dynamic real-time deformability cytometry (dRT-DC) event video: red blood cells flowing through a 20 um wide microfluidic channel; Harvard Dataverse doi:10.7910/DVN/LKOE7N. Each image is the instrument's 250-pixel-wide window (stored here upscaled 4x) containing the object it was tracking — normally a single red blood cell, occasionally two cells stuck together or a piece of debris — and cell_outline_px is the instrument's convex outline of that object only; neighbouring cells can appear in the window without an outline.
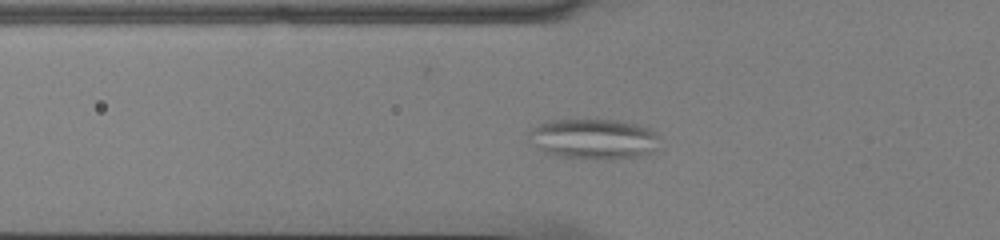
{"species": "common noctule bat (a hibernating species)", "species_latin": "Nyctalus noctula", "temperature_condition": "cold", "stored_images_in_passage": 46, "camera_frame_rate_fps": 3000, "um_per_image_px": 0.085, "animal": {"sex": "male", "body_mass_g": 13.0, "forearm_length_mm": 53.1}, "frame": {"image": 1, "passage_image": 11, "time_ms": 3.333, "image_size_px": [1000, 240], "cell_outline_px": [[656, 148], [652, 152], [640, 156], [560, 156], [544, 152], [528, 136], [528, 132], [536, 124], [544, 120], [616, 120], [636, 124], [648, 128], [656, 132]], "centroid_in_image_um": [50.41, 11.74], "position_along_channel_um": 75.4, "area_um2": 29.36}}
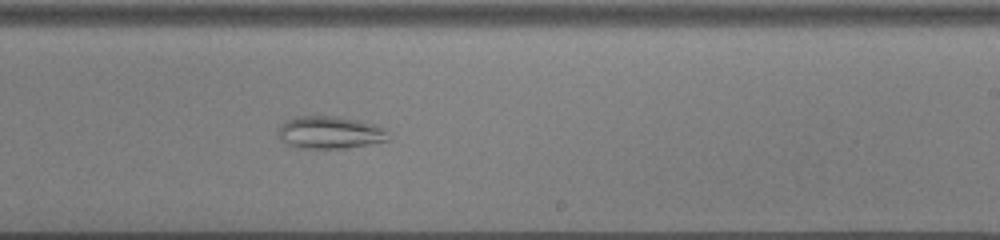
{"frame": {"image": 2, "passage_image": 26, "time_ms": 8.333, "image_size_px": [1000, 240], "cell_outline_px": [[388, 140], [368, 144], [344, 148], [300, 148], [288, 144], [276, 132], [280, 124], [284, 120], [292, 116], [336, 116], [360, 120], [380, 124], [384, 128]], "centroid_in_image_um": [28.02, 11.23], "position_along_channel_um": 261.0, "area_um2": 20.98}}
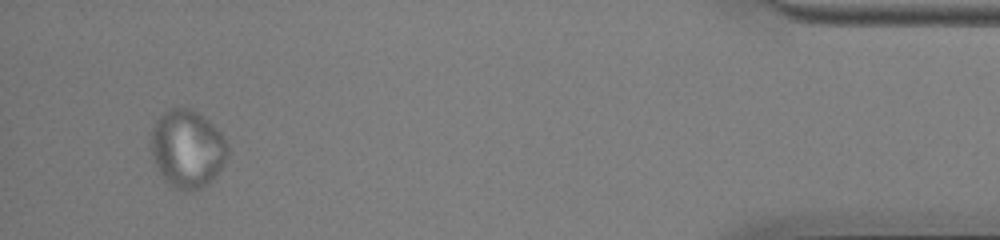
{"frame": {"image": 3, "passage_image": 44, "time_ms": 14.333, "image_size_px": [1000, 240], "cell_outline_px": [[228, 152], [224, 164], [216, 176], [208, 184], [200, 188], [188, 192], [176, 188], [156, 168], [152, 160], [152, 128], [156, 120], [164, 112], [172, 108], [192, 108], [208, 120], [220, 132], [228, 144]], "centroid_in_image_um": [15.94, 12.64], "position_along_channel_um": 419.3, "area_um2": 34.62}, "authors_computed_cell_mechanics": {"area_um2": 28.5821, "velocity_mm_per_s": 3.7172, "shape_relaxation_time_tau1_ms": null, "shape_relaxation_time_tau2_ms": 3.9096, "deformation_change_tau1": null, "deformation_change_tau2": 0.0824}}